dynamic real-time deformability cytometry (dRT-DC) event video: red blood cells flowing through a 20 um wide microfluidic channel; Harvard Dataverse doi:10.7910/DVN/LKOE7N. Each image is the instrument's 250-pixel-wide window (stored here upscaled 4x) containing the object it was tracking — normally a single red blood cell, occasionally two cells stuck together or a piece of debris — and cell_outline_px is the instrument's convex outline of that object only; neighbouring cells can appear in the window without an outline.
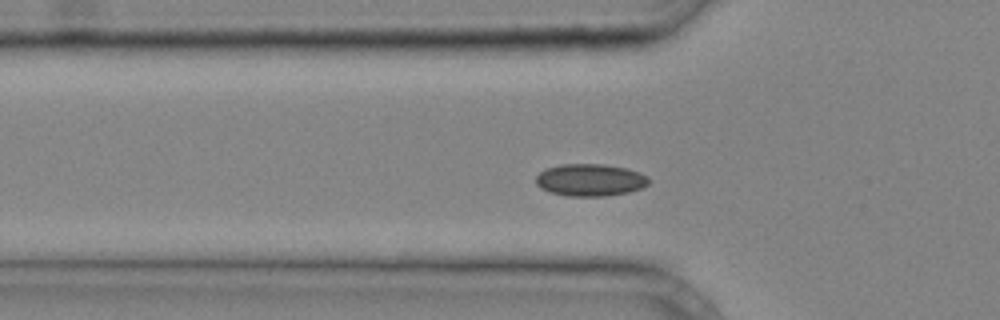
{"species": "common noctule bat (a hibernating species)", "species_latin": "Nyctalus noctula", "temperature_condition": "cold", "stored_images_in_passage": 32, "camera_frame_rate_fps": 3000, "um_per_image_px": 0.085, "animal": {"sex": "male", "body_mass_g": 20.4}, "frame": {"image": 1, "passage_image": 4, "time_ms": 1.0, "image_size_px": [1000, 320], "cell_outline_px": [[648, 184], [640, 188], [628, 192], [604, 196], [568, 196], [552, 192], [540, 188], [536, 184], [536, 176], [544, 168], [560, 164], [604, 164], [624, 168], [648, 176]], "centroid_in_image_um": [50.11, 15.29], "position_along_channel_um": 75.7, "area_um2": 21.04}}
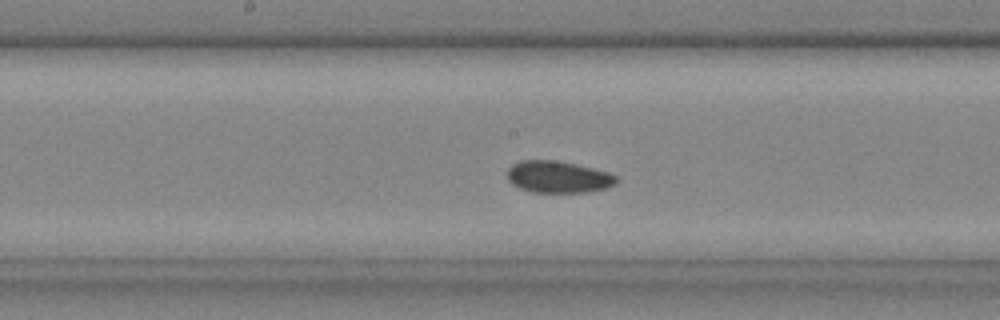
{"frame": {"image": 2, "passage_image": 12, "time_ms": 3.667, "image_size_px": [1000, 320], "cell_outline_px": [[616, 184], [604, 188], [584, 192], [532, 192], [520, 188], [512, 184], [508, 180], [508, 168], [512, 164], [520, 160], [556, 160], [576, 164], [608, 172], [616, 176]], "centroid_in_image_um": [47.4, 15.03], "position_along_channel_um": 200.8, "area_um2": 20.11}}
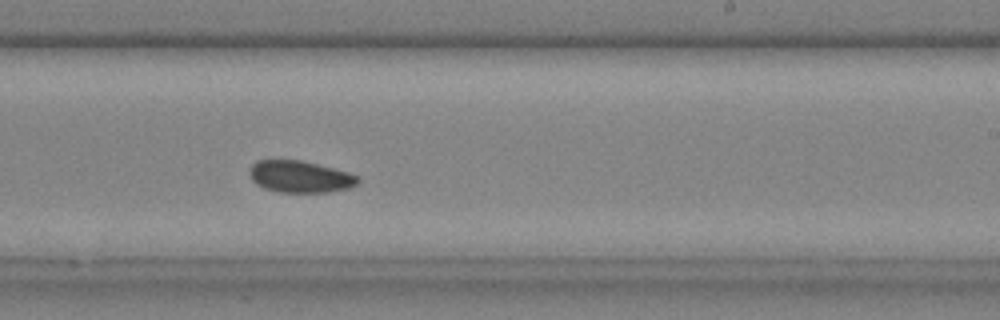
{"frame": {"image": 3, "passage_image": 16, "time_ms": 5.0, "image_size_px": [1000, 320], "cell_outline_px": [[360, 180], [356, 184], [348, 188], [328, 192], [280, 192], [264, 188], [256, 184], [252, 180], [252, 164], [256, 160], [300, 160], [348, 172], [356, 176]], "centroid_in_image_um": [25.5, 15.02], "position_along_channel_um": 263.5, "area_um2": 19.71}}